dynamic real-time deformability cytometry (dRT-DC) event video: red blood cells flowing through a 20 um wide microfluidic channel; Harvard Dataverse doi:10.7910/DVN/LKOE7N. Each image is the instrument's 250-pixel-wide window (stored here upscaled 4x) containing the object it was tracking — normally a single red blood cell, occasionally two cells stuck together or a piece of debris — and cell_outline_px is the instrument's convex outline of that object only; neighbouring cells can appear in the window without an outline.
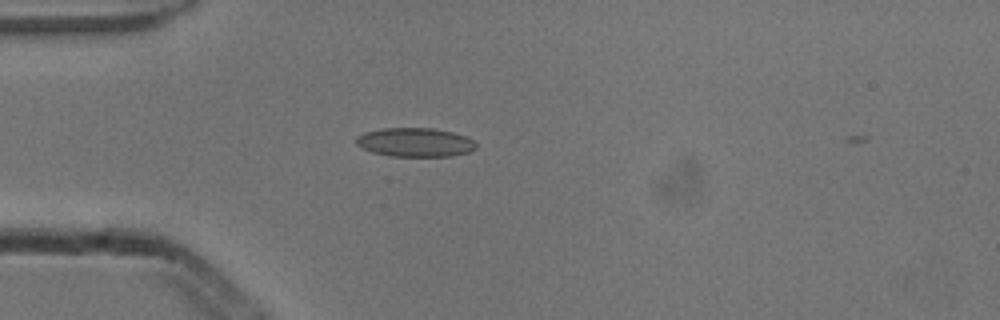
{"species": "common noctule bat (a hibernating species)", "species_latin": "Nyctalus noctula", "temperature_condition": "cold", "stored_images_in_passage": 2, "camera_frame_rate_fps": 3000, "um_per_image_px": 0.085, "animal": {"sex": "male", "body_mass_g": 13.3}, "frame": {"image": 1, "passage_image": 1, "time_ms": 0.0, "image_size_px": [1000, 320], "cell_outline_px": [[476, 148], [468, 152], [452, 156], [388, 156], [372, 152], [356, 144], [356, 136], [364, 132], [384, 128], [432, 128], [452, 132], [464, 136], [472, 140], [476, 144]], "centroid_in_image_um": [35.26, 12.1], "position_along_channel_um": 49.7, "area_um2": 20.11}}